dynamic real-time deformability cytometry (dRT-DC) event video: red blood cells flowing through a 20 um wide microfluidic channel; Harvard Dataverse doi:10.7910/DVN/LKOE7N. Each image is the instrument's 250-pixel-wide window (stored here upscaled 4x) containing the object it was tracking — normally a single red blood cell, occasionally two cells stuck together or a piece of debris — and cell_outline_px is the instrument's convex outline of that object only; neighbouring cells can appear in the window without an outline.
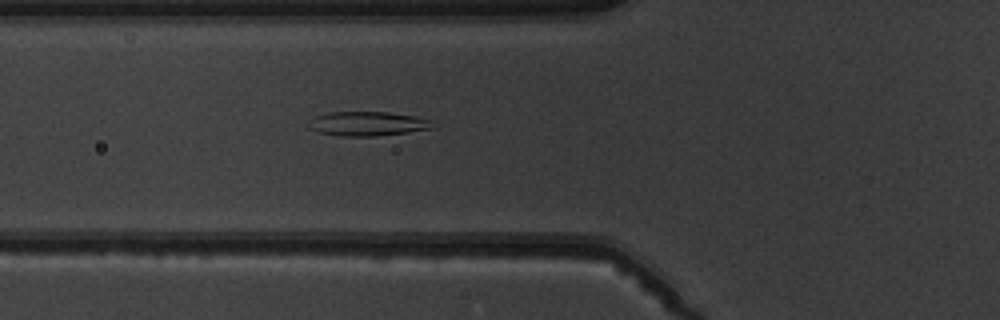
{"species": "common noctule bat (a hibernating species)", "species_latin": "Nyctalus noctula", "temperature_condition": "warm", "stored_images_in_passage": 5, "camera_frame_rate_fps": 3000, "um_per_image_px": 0.085, "animal": {"sex": "male", "body_mass_g": 19.5, "forearm_length_mm": 54.6}, "frame": {"image": 1, "passage_image": 5, "time_ms": 4.667, "image_size_px": [1000, 320], "cell_outline_px": [[436, 128], [408, 132], [372, 136], [340, 136], [320, 132], [308, 128], [312, 120], [316, 116], [332, 112], [388, 112], [412, 116], [432, 120]], "centroid_in_image_um": [31.3, 10.52], "position_along_channel_um": 94.5, "area_um2": 17.34}}